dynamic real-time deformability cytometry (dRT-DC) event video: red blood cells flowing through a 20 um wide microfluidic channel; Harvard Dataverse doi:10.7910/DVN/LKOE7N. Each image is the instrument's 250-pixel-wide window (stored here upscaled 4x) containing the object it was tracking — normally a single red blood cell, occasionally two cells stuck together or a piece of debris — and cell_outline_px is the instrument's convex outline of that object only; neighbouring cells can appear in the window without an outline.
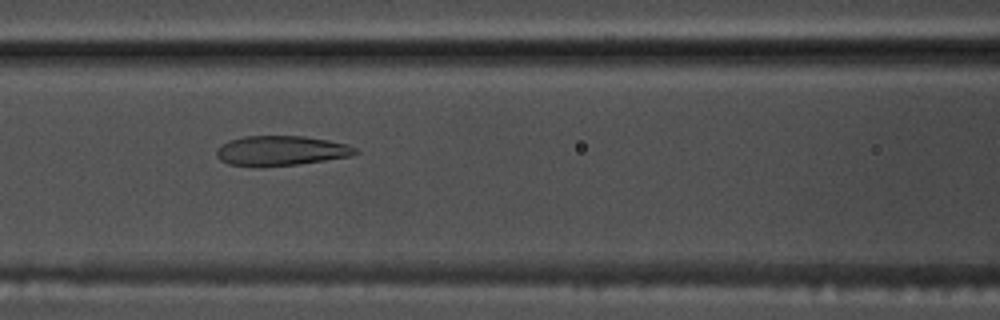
{"species": "common noctule bat (a hibernating species)", "species_latin": "Nyctalus noctula", "temperature_condition": "warm", "stored_images_in_passage": 47, "camera_frame_rate_fps": 3000, "um_per_image_px": 0.085, "animal": {"sex": "male", "body_mass_g": 17.5, "forearm_length_mm": 52.3}, "frame": {"image": 1, "passage_image": 16, "time_ms": 5.0, "image_size_px": [1000, 320], "cell_outline_px": [[360, 152], [352, 156], [296, 164], [228, 164], [220, 160], [216, 156], [216, 152], [228, 140], [244, 136], [304, 136], [328, 140], [348, 144], [356, 148]], "centroid_in_image_um": [23.96, 12.77], "position_along_channel_um": 142.6, "area_um2": 23.35}}
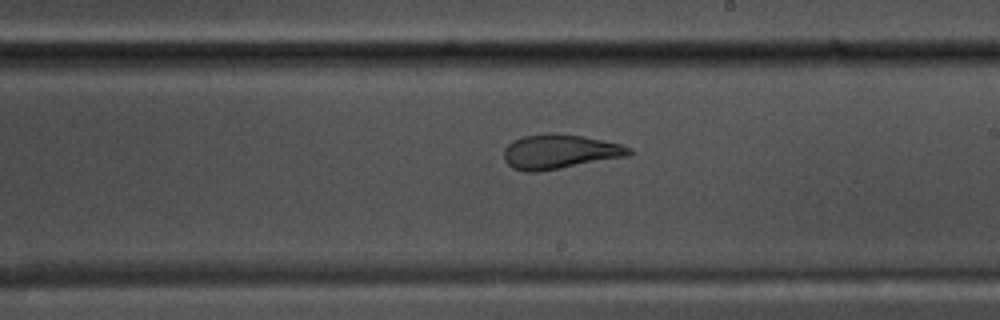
{"frame": {"image": 2, "passage_image": 24, "time_ms": 7.667, "image_size_px": [1000, 320], "cell_outline_px": [[632, 152], [628, 156], [540, 172], [524, 172], [512, 168], [504, 160], [504, 148], [512, 140], [524, 136], [584, 136], [620, 144], [632, 148]], "centroid_in_image_um": [47.56, 12.94], "position_along_channel_um": 241.4, "area_um2": 24.51}}
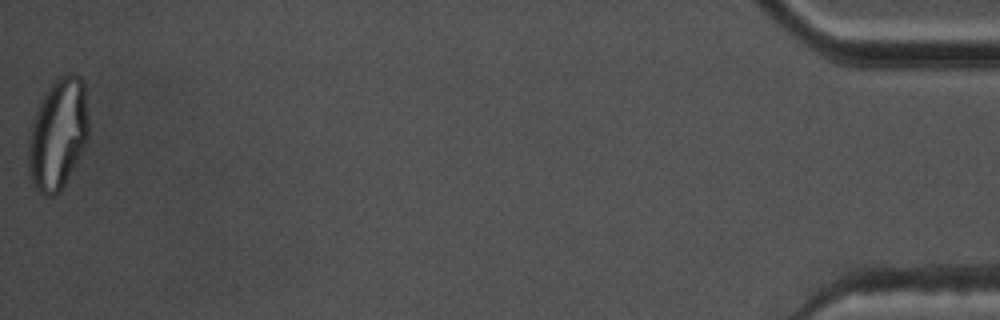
{"frame": {"image": 3, "passage_image": 47, "time_ms": 15.333, "image_size_px": [1000, 320], "cell_outline_px": [[88, 140], [84, 152], [60, 192], [52, 196], [44, 196], [36, 188], [28, 172], [28, 140], [32, 120], [40, 100], [48, 88], [64, 72], [76, 72], [84, 80], [88, 120]], "centroid_in_image_um": [4.94, 11.38], "position_along_channel_um": 430.3, "area_um2": 39.77}, "authors_computed_cell_mechanics": {"area_um2": 26.7036, "velocity_mm_per_s": 3.723, "shape_relaxation_time_tau1_ms": null, "shape_relaxation_time_tau2_ms": 1.4483, "deformation_change_tau1": null, "deformation_change_tau2": 0.0987}}